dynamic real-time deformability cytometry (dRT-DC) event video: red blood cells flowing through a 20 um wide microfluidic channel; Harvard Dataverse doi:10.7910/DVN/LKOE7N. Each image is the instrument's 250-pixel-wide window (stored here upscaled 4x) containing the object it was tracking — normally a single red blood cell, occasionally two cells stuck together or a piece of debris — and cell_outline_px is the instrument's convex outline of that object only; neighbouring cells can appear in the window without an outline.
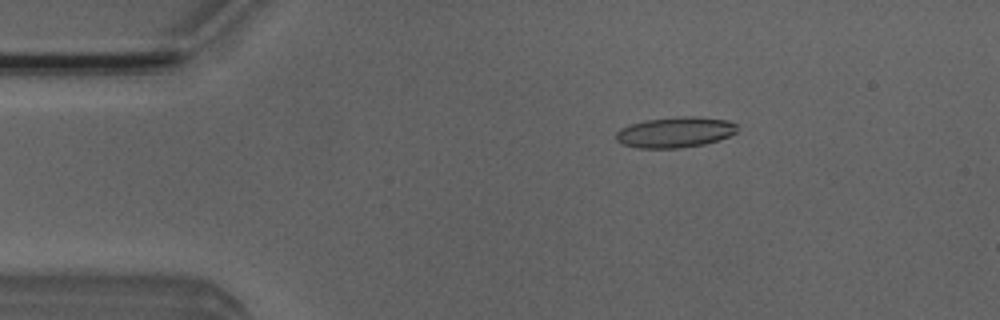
{"species": "Egyptian fruit bat (a non-hibernating species)", "species_latin": "Rousettus aegyptiacus", "temperature_condition": "room temperature", "stored_images_in_passage": 52, "camera_frame_rate_fps": 3000, "um_per_image_px": 0.085, "animal": {"sex": "male"}, "frame": {"image": 1, "passage_image": 9, "time_ms": 2.667, "image_size_px": [1000, 320], "cell_outline_px": [[736, 132], [728, 136], [704, 144], [680, 148], [636, 148], [624, 144], [616, 140], [616, 132], [620, 128], [628, 124], [644, 120], [676, 116], [696, 116], [728, 120], [736, 124]], "centroid_in_image_um": [57.34, 11.23], "position_along_channel_um": 27.7, "area_um2": 21.73}}
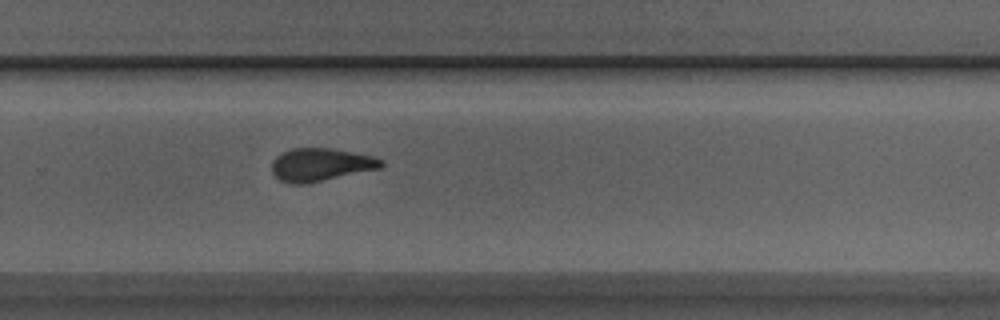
{"frame": {"image": 2, "passage_image": 34, "time_ms": 11.0, "image_size_px": [1000, 320], "cell_outline_px": [[384, 164], [380, 168], [304, 184], [288, 184], [280, 180], [272, 172], [272, 160], [280, 152], [292, 148], [328, 148], [352, 152], [372, 156], [384, 160]], "centroid_in_image_um": [27.22, 13.99], "position_along_channel_um": 302.6, "area_um2": 20.92}}
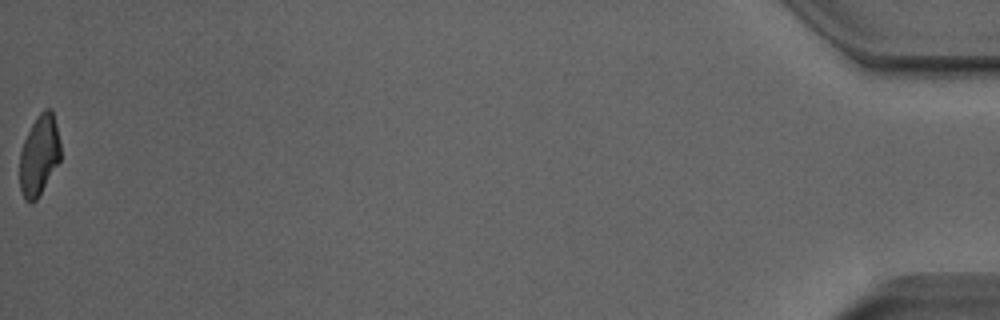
{"frame": {"image": 3, "passage_image": 52, "time_ms": 17.0, "image_size_px": [1000, 320], "cell_outline_px": [[60, 160], [36, 200], [32, 204], [28, 204], [24, 200], [20, 188], [20, 152], [24, 140], [36, 116], [44, 108], [52, 108], [60, 140]], "centroid_in_image_um": [3.32, 13.19], "position_along_channel_um": 431.9, "area_um2": 19.19}, "authors_computed_cell_mechanics": {"area_um2": 21.0103, "velocity_mm_per_s": 3.964, "shape_relaxation_time_tau1_ms": null, "shape_relaxation_time_tau2_ms": 2.1403, "deformation_change_tau1": null, "deformation_change_tau2": 0.1058}}